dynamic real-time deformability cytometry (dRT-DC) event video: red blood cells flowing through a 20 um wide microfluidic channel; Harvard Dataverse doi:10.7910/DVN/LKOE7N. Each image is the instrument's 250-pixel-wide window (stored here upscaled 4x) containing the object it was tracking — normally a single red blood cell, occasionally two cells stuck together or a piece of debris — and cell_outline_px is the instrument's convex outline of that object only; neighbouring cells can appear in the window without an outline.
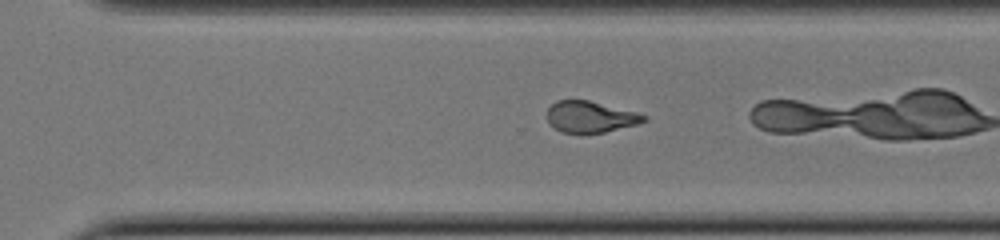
{"species": "common noctule bat (a hibernating species)", "species_latin": "Nyctalus noctula", "temperature_condition": "cold", "stored_images_in_passage": 29, "camera_frame_rate_fps": 3000, "um_per_image_px": 0.085, "animal": {"sex": "female", "body_mass_g": 22.0, "forearm_length_mm": 56.7}, "frame": {"image": 1, "passage_image": 25, "time_ms": 8.0, "image_size_px": [1000, 240], "cell_outline_px": [[648, 120], [636, 124], [604, 132], [560, 132], [548, 120], [548, 108], [556, 100], [588, 100], [636, 112], [648, 116]], "centroid_in_image_um": [50.2, 9.91], "position_along_channel_um": 320.4, "area_um2": 17.28}}